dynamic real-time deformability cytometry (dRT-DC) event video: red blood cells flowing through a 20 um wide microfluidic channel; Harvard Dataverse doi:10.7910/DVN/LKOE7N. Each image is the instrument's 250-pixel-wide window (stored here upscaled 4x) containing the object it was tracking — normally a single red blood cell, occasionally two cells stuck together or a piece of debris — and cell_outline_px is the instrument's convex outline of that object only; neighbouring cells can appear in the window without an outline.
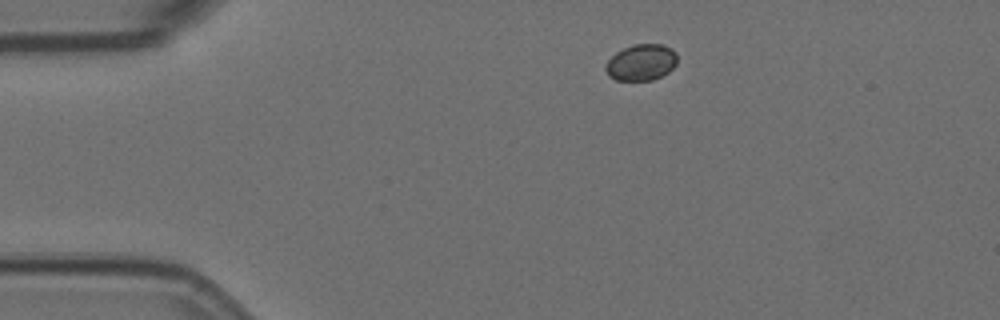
{"species": "Egyptian fruit bat (a non-hibernating species)", "species_latin": "Rousettus aegyptiacus", "temperature_condition": "room temperature", "stored_images_in_passage": 4, "camera_frame_rate_fps": 3000, "um_per_image_px": 0.085, "animal": {"sex": "female"}, "frame": {"image": 1, "passage_image": 1, "time_ms": 0.0, "image_size_px": [1000, 320], "cell_outline_px": [[676, 64], [668, 72], [652, 80], [616, 80], [608, 76], [604, 68], [608, 60], [616, 52], [632, 44], [664, 44], [672, 48], [676, 52]], "centroid_in_image_um": [54.5, 5.29], "position_along_channel_um": 30.5, "area_um2": 15.2}}
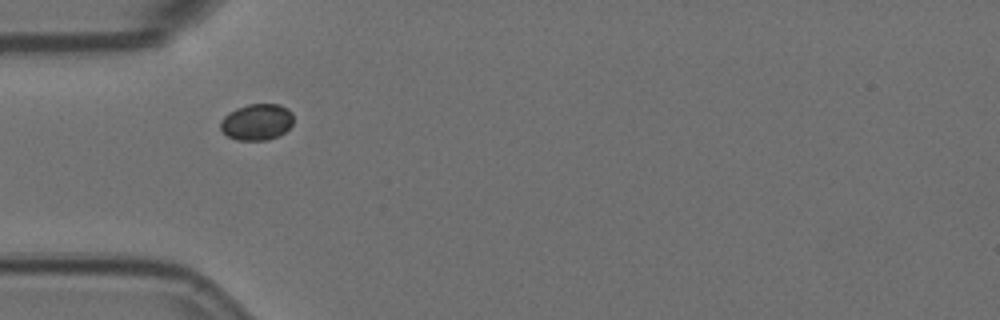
{"frame": {"image": 2, "passage_image": 3, "time_ms": 0.667, "image_size_px": [1000, 320], "cell_outline_px": [[292, 124], [284, 132], [276, 136], [264, 140], [236, 140], [228, 136], [220, 128], [220, 120], [224, 116], [236, 108], [248, 104], [280, 104], [288, 108], [292, 112]], "centroid_in_image_um": [21.82, 10.35], "position_along_channel_um": 63.2, "area_um2": 15.37}}
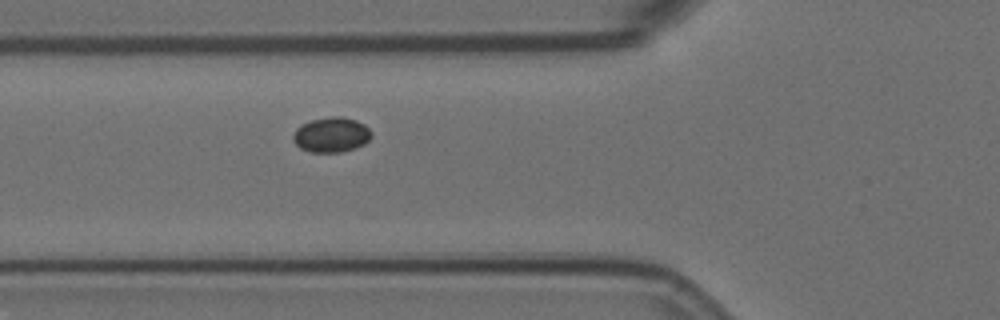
{"frame": {"image": 3, "passage_image": 4, "time_ms": 1.0, "image_size_px": [1000, 320], "cell_outline_px": [[372, 136], [364, 144], [356, 148], [340, 152], [312, 152], [300, 148], [292, 140], [292, 136], [296, 128], [300, 124], [312, 120], [328, 116], [340, 116], [356, 120], [364, 124], [372, 132]], "centroid_in_image_um": [28.16, 11.45], "position_along_channel_um": 97.6, "area_um2": 16.13}}